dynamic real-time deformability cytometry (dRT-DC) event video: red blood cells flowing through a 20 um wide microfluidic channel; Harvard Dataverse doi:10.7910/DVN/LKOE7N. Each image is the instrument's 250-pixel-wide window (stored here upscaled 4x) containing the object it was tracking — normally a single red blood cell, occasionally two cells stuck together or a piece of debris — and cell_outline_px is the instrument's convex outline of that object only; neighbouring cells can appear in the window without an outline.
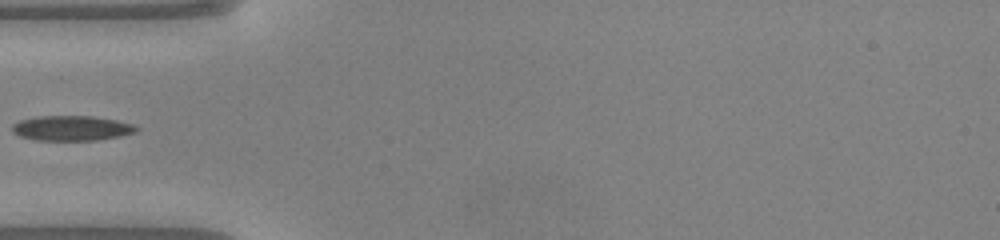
{"species": "common noctule bat (a hibernating species)", "species_latin": "Nyctalus noctula", "temperature_condition": "warm", "stored_images_in_passage": 34, "camera_frame_rate_fps": 3000, "um_per_image_px": 0.085, "animal": {"sex": "male", "body_mass_g": 20.0, "forearm_length_mm": 53.3}, "frame": {"image": 1, "passage_image": 1, "time_ms": 0.0, "image_size_px": [1000, 240], "cell_outline_px": [[140, 128], [136, 132], [120, 136], [96, 140], [36, 140], [20, 136], [12, 132], [12, 124], [20, 120], [36, 116], [92, 116], [116, 120], [132, 124]], "centroid_in_image_um": [6.08, 10.89], "position_along_channel_um": 78.9, "area_um2": 18.09}}
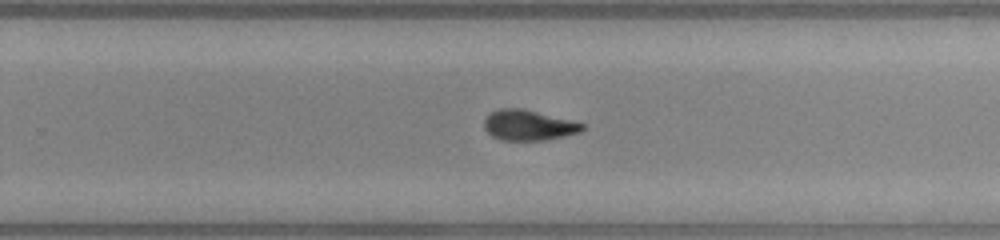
{"frame": {"image": 2, "passage_image": 16, "time_ms": 5.0, "image_size_px": [1000, 240], "cell_outline_px": [[584, 128], [580, 132], [564, 136], [544, 140], [500, 140], [492, 136], [484, 128], [484, 120], [492, 112], [500, 108], [524, 108], [572, 120], [584, 124]], "centroid_in_image_um": [44.93, 10.64], "position_along_channel_um": 284.9, "area_um2": 17.4}}
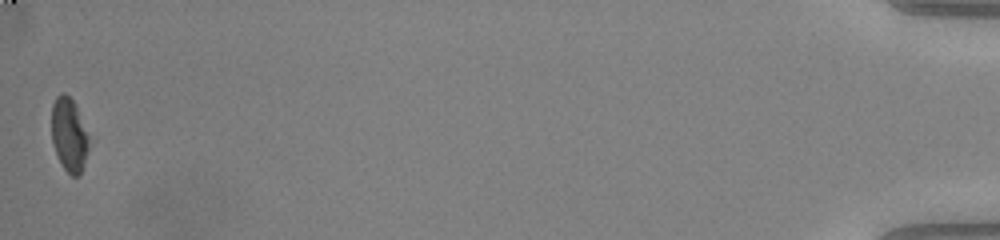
{"frame": {"image": 3, "passage_image": 34, "time_ms": 11.0, "image_size_px": [1000, 240], "cell_outline_px": [[88, 148], [84, 164], [80, 176], [72, 176], [64, 168], [52, 144], [52, 104], [56, 96], [60, 92], [64, 92], [76, 104], [88, 136]], "centroid_in_image_um": [5.86, 11.43], "position_along_channel_um": 429.3, "area_um2": 15.9}}